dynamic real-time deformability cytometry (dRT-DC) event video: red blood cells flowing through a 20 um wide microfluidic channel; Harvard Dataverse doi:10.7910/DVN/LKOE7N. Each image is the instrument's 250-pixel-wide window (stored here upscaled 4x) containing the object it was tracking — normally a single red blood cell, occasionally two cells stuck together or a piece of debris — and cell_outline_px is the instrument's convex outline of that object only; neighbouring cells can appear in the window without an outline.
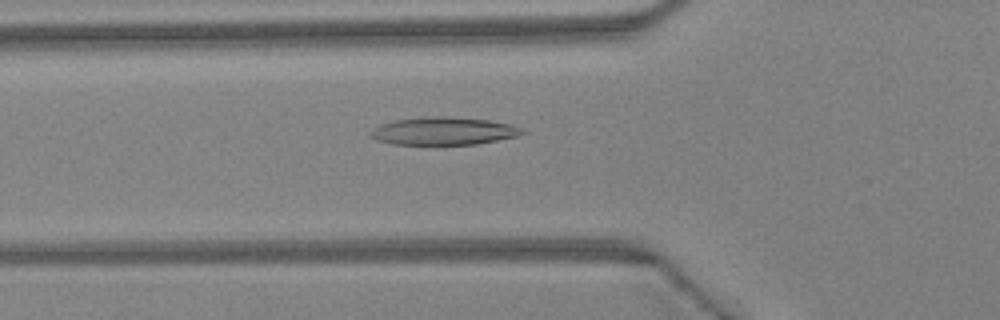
{"species": "Egyptian fruit bat (a non-hibernating species)", "species_latin": "Rousettus aegyptiacus", "temperature_condition": "warm", "stored_images_in_passage": 45, "camera_frame_rate_fps": 3000, "um_per_image_px": 0.085, "animal": {"sex": "female"}, "frame": {"image": 1, "passage_image": 16, "time_ms": 5.0, "image_size_px": [1000, 320], "cell_outline_px": [[528, 132], [516, 136], [476, 144], [392, 144], [376, 140], [368, 136], [368, 132], [380, 124], [396, 120], [432, 116], [448, 116], [488, 120], [508, 124], [524, 128]], "centroid_in_image_um": [37.68, 11.14], "position_along_channel_um": 88.1, "area_um2": 24.51}}
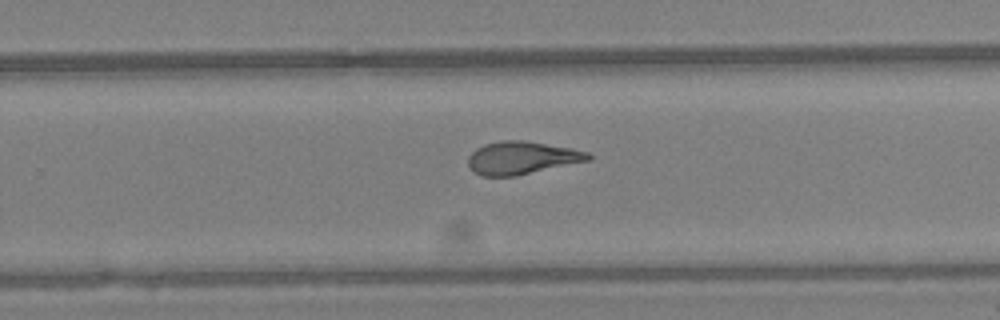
{"frame": {"image": 2, "passage_image": 29, "time_ms": 9.333, "image_size_px": [1000, 320], "cell_outline_px": [[592, 160], [516, 176], [484, 176], [476, 172], [468, 164], [468, 156], [476, 148], [484, 144], [500, 140], [524, 140], [572, 148], [588, 152], [592, 156]], "centroid_in_image_um": [44.39, 13.41], "position_along_channel_um": 285.4, "area_um2": 23.06}}
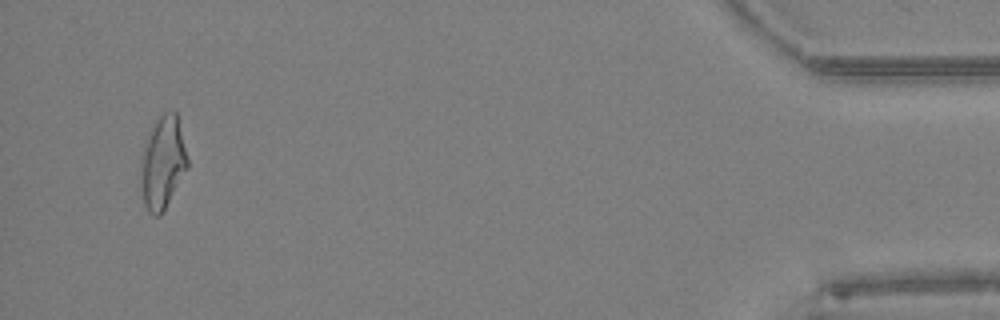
{"frame": {"image": 3, "passage_image": 43, "time_ms": 14.0, "image_size_px": [1000, 320], "cell_outline_px": [[188, 168], [160, 216], [152, 216], [148, 212], [144, 204], [140, 172], [140, 152], [148, 132], [156, 120], [164, 112], [176, 112], [188, 160]], "centroid_in_image_um": [13.8, 13.83], "position_along_channel_um": 421.4, "area_um2": 25.26}, "authors_computed_cell_mechanics": {"area_um2": 24.1604, "velocity_mm_per_s": 4.5649, "shape_relaxation_time_tau1_ms": null, "shape_relaxation_time_tau2_ms": 1.6848, "deformation_change_tau1": null, "deformation_change_tau2": 0.0952}}